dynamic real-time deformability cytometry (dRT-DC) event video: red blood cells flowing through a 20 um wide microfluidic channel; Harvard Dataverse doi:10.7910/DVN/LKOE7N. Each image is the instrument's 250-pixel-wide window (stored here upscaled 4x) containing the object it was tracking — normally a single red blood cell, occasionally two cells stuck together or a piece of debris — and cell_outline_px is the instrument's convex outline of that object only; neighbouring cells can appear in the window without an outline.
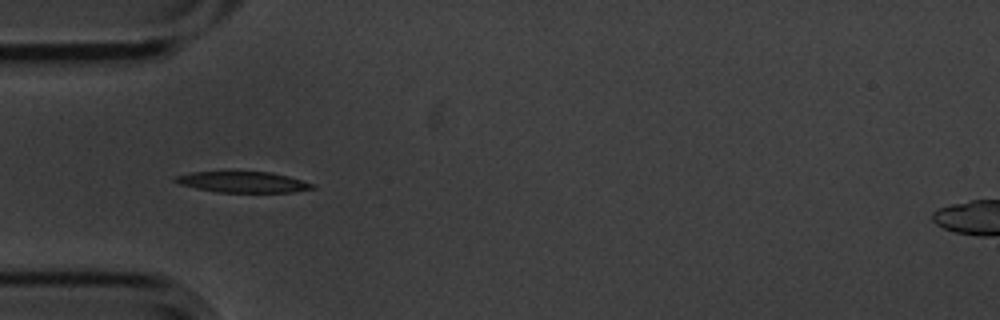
{"species": "common noctule bat (a hibernating species)", "species_latin": "Nyctalus noctula", "temperature_condition": "cold", "stored_images_in_passage": 6, "camera_frame_rate_fps": 3000, "um_per_image_px": 0.085, "animal": {"sex": "male", "body_mass_g": 20.1, "forearm_length_mm": 53.5}, "frame": {"image": 1, "passage_image": 5, "time_ms": 1.333, "image_size_px": [1000, 320], "cell_outline_px": [[316, 188], [292, 192], [216, 192], [196, 188], [180, 184], [172, 180], [172, 176], [192, 172], [224, 168], [232, 168], [272, 172], [288, 176], [316, 184]], "centroid_in_image_um": [20.57, 15.4], "position_along_channel_um": 64.4, "area_um2": 18.03}}
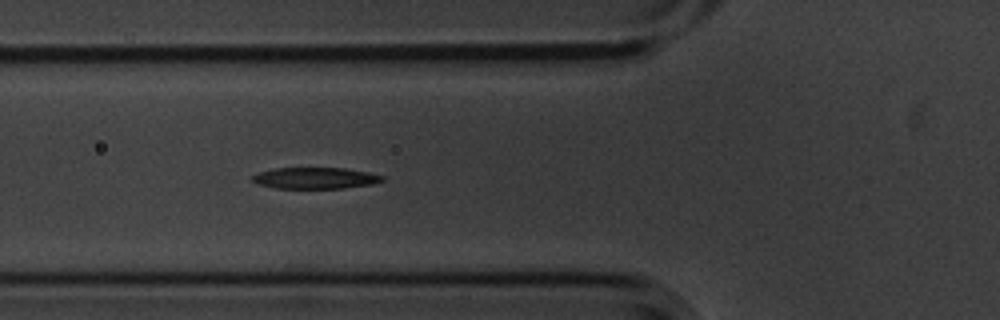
{"frame": {"image": 2, "passage_image": 6, "time_ms": 1.667, "image_size_px": [1000, 320], "cell_outline_px": [[384, 180], [372, 184], [344, 188], [272, 188], [260, 184], [252, 180], [252, 176], [260, 172], [272, 168], [344, 168], [368, 172], [384, 176]], "centroid_in_image_um": [26.8, 15.13], "position_along_channel_um": 99.0, "area_um2": 16.07}}